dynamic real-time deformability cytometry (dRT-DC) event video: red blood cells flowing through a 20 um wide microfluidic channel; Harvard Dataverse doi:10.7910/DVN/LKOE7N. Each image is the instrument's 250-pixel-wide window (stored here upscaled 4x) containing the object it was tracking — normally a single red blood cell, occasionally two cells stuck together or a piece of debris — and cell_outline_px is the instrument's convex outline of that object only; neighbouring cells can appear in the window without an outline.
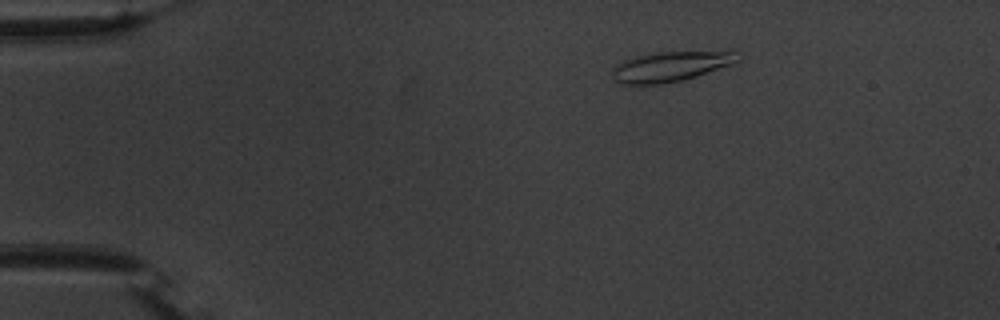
{"species": "common noctule bat (a hibernating species)", "species_latin": "Nyctalus noctula", "temperature_condition": "warm", "stored_images_in_passage": 55, "camera_frame_rate_fps": 3000, "um_per_image_px": 0.085, "animal": {"sex": "male", "body_mass_g": 20.1, "forearm_length_mm": 53.5}, "frame": {"image": 1, "passage_image": 10, "time_ms": 3.0, "image_size_px": [1000, 320], "cell_outline_px": [[740, 60], [736, 64], [696, 76], [680, 80], [660, 84], [620, 84], [616, 80], [612, 72], [612, 68], [624, 60], [656, 52], [736, 52]], "centroid_in_image_um": [57.02, 5.66], "position_along_channel_um": 28.0, "area_um2": 21.56}}
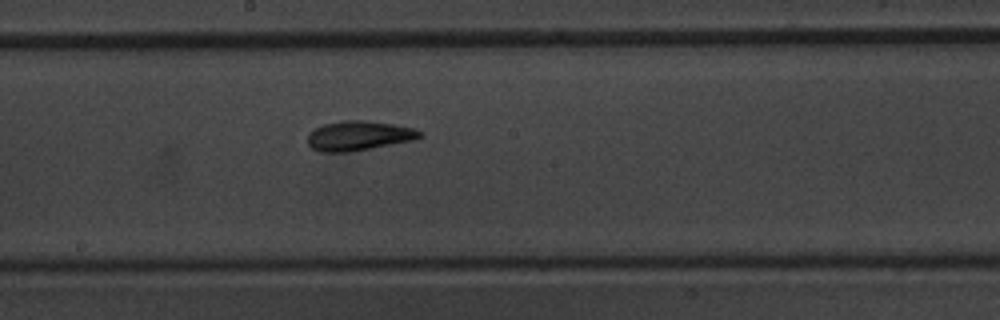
{"frame": {"image": 2, "passage_image": 31, "time_ms": 10.0, "image_size_px": [1000, 320], "cell_outline_px": [[424, 136], [412, 140], [372, 148], [348, 152], [320, 152], [312, 148], [308, 144], [308, 132], [324, 124], [344, 120], [360, 120], [392, 124], [412, 128], [424, 132]], "centroid_in_image_um": [30.48, 11.54], "position_along_channel_um": 217.7, "area_um2": 19.25}}
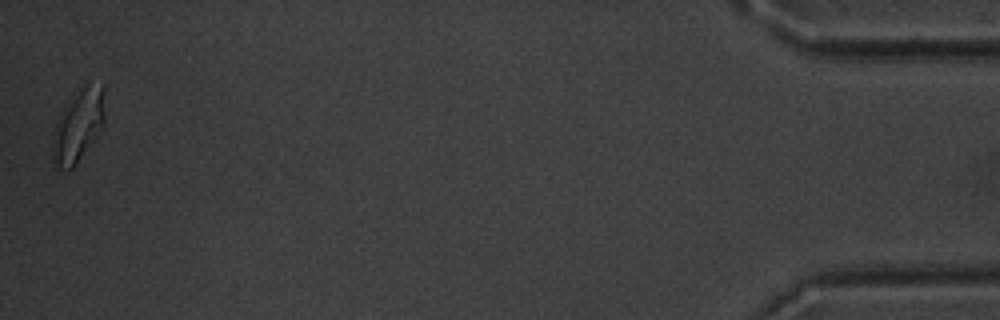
{"frame": {"image": 3, "passage_image": 55, "time_ms": 18.0, "image_size_px": [1000, 320], "cell_outline_px": [[104, 124], [96, 136], [76, 164], [72, 168], [60, 168], [52, 164], [52, 140], [60, 116], [80, 88], [88, 84], [104, 84]], "centroid_in_image_um": [6.67, 10.7], "position_along_channel_um": 428.5, "area_um2": 21.33}, "authors_computed_cell_mechanics": {"area_um2": 19.1896, "velocity_mm_per_s": 3.7121, "shape_relaxation_time_tau1_ms": 8.7556, "shape_relaxation_time_tau2_ms": 3.3193, "deformation_change_tau1": 0.22, "deformation_change_tau2": 0.0792}}